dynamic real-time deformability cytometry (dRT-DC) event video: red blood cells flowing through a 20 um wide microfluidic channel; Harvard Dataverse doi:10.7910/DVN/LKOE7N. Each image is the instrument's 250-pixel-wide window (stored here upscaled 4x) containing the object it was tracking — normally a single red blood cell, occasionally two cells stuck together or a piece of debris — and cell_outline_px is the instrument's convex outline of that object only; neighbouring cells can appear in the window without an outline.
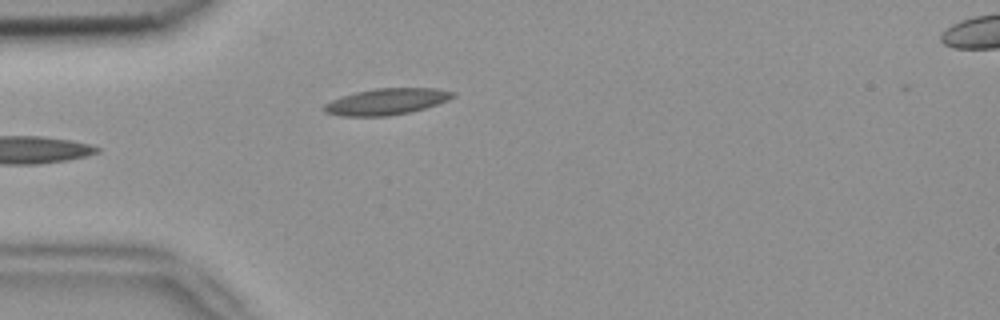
{"species": "common noctule bat (a hibernating species)", "species_latin": "Nyctalus noctula", "temperature_condition": "room temperature", "stored_images_in_passage": 5, "camera_frame_rate_fps": 3000, "um_per_image_px": 0.085, "animal": {"sex": "female", "body_mass_g": 18.4}, "frame": {"image": 1, "passage_image": 4, "time_ms": 1.0, "image_size_px": [1000, 320], "cell_outline_px": [[456, 96], [448, 100], [424, 108], [408, 112], [388, 116], [340, 116], [324, 112], [320, 108], [324, 104], [332, 100], [356, 92], [376, 88], [436, 88], [456, 92]], "centroid_in_image_um": [32.84, 8.63], "position_along_channel_um": 52.2, "area_um2": 19.71}}